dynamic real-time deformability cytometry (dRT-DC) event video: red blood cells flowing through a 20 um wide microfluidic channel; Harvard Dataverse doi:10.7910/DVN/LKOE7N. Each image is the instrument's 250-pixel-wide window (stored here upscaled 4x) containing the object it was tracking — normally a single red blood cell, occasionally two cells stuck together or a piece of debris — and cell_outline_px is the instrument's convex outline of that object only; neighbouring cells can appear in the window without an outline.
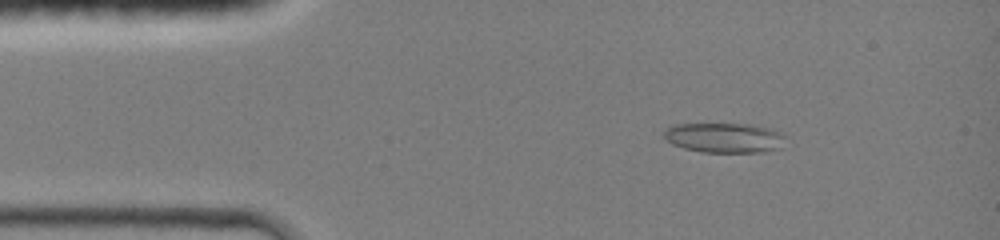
{"species": "common noctule bat (a hibernating species)", "species_latin": "Nyctalus noctula", "temperature_condition": "room temperature", "stored_images_in_passage": 44, "camera_frame_rate_fps": 3000, "um_per_image_px": 0.085, "animal": {"sex": "female", "body_mass_g": 19.0, "forearm_length_mm": 51.5}, "frame": {"image": 1, "passage_image": 6, "time_ms": 1.667, "image_size_px": [1000, 240], "cell_outline_px": [[784, 148], [764, 152], [700, 152], [684, 148], [672, 144], [664, 140], [664, 132], [672, 124], [748, 124], [772, 128], [784, 132]], "centroid_in_image_um": [61.62, 11.71], "position_along_channel_um": 23.4, "area_um2": 21.56}}
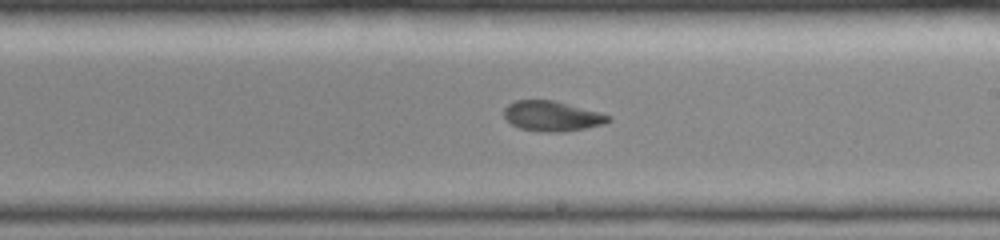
{"frame": {"image": 2, "passage_image": 25, "time_ms": 8.0, "image_size_px": [1000, 240], "cell_outline_px": [[612, 120], [604, 124], [564, 132], [540, 132], [520, 128], [512, 124], [504, 116], [504, 108], [508, 104], [516, 100], [552, 100], [612, 116]], "centroid_in_image_um": [46.91, 9.88], "position_along_channel_um": 242.1, "area_um2": 18.15}}
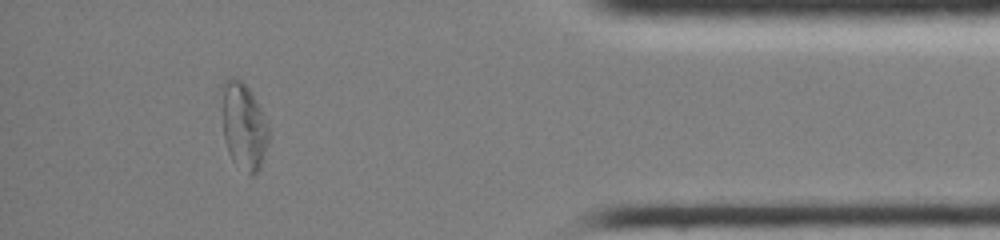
{"frame": {"image": 3, "passage_image": 39, "time_ms": 12.667, "image_size_px": [1000, 240], "cell_outline_px": [[268, 140], [264, 156], [260, 168], [252, 176], [248, 176], [232, 160], [228, 152], [224, 140], [220, 84], [228, 76], [236, 76], [248, 88], [260, 108], [268, 124]], "centroid_in_image_um": [20.67, 10.69], "position_along_channel_um": 414.5, "area_um2": 24.04}}